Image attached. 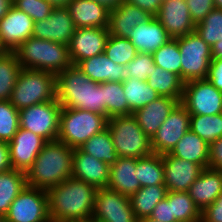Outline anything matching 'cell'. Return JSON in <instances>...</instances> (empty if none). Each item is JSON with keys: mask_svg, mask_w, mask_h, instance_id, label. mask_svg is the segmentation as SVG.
Returning a JSON list of instances; mask_svg holds the SVG:
<instances>
[{"mask_svg": "<svg viewBox=\"0 0 222 222\" xmlns=\"http://www.w3.org/2000/svg\"><path fill=\"white\" fill-rule=\"evenodd\" d=\"M78 67L90 80L101 84L105 82H123L130 79L126 65H118L102 53L80 61Z\"/></svg>", "mask_w": 222, "mask_h": 222, "instance_id": "21", "label": "cell"}, {"mask_svg": "<svg viewBox=\"0 0 222 222\" xmlns=\"http://www.w3.org/2000/svg\"><path fill=\"white\" fill-rule=\"evenodd\" d=\"M80 149L86 154L105 162L109 166L114 164L118 159L108 128L90 137Z\"/></svg>", "mask_w": 222, "mask_h": 222, "instance_id": "33", "label": "cell"}, {"mask_svg": "<svg viewBox=\"0 0 222 222\" xmlns=\"http://www.w3.org/2000/svg\"><path fill=\"white\" fill-rule=\"evenodd\" d=\"M136 171L141 187L164 184V167L161 154L136 159Z\"/></svg>", "mask_w": 222, "mask_h": 222, "instance_id": "34", "label": "cell"}, {"mask_svg": "<svg viewBox=\"0 0 222 222\" xmlns=\"http://www.w3.org/2000/svg\"><path fill=\"white\" fill-rule=\"evenodd\" d=\"M195 32L210 47L222 41V9L214 8L202 22L195 26Z\"/></svg>", "mask_w": 222, "mask_h": 222, "instance_id": "41", "label": "cell"}, {"mask_svg": "<svg viewBox=\"0 0 222 222\" xmlns=\"http://www.w3.org/2000/svg\"><path fill=\"white\" fill-rule=\"evenodd\" d=\"M126 3L137 6L155 17L164 0H124Z\"/></svg>", "mask_w": 222, "mask_h": 222, "instance_id": "50", "label": "cell"}, {"mask_svg": "<svg viewBox=\"0 0 222 222\" xmlns=\"http://www.w3.org/2000/svg\"><path fill=\"white\" fill-rule=\"evenodd\" d=\"M137 50L128 38L109 35L104 54L118 65H127L137 55Z\"/></svg>", "mask_w": 222, "mask_h": 222, "instance_id": "40", "label": "cell"}, {"mask_svg": "<svg viewBox=\"0 0 222 222\" xmlns=\"http://www.w3.org/2000/svg\"><path fill=\"white\" fill-rule=\"evenodd\" d=\"M150 218L162 222H177L171 210V191L154 207Z\"/></svg>", "mask_w": 222, "mask_h": 222, "instance_id": "46", "label": "cell"}, {"mask_svg": "<svg viewBox=\"0 0 222 222\" xmlns=\"http://www.w3.org/2000/svg\"><path fill=\"white\" fill-rule=\"evenodd\" d=\"M109 35L108 28H77L68 44L72 64L104 53Z\"/></svg>", "mask_w": 222, "mask_h": 222, "instance_id": "17", "label": "cell"}, {"mask_svg": "<svg viewBox=\"0 0 222 222\" xmlns=\"http://www.w3.org/2000/svg\"><path fill=\"white\" fill-rule=\"evenodd\" d=\"M6 52V50L2 47L0 43V56L3 55Z\"/></svg>", "mask_w": 222, "mask_h": 222, "instance_id": "58", "label": "cell"}, {"mask_svg": "<svg viewBox=\"0 0 222 222\" xmlns=\"http://www.w3.org/2000/svg\"><path fill=\"white\" fill-rule=\"evenodd\" d=\"M19 127V110L9 100L0 101V141L9 143Z\"/></svg>", "mask_w": 222, "mask_h": 222, "instance_id": "42", "label": "cell"}, {"mask_svg": "<svg viewBox=\"0 0 222 222\" xmlns=\"http://www.w3.org/2000/svg\"><path fill=\"white\" fill-rule=\"evenodd\" d=\"M34 21L13 5L0 19V43L7 52H14L24 41L32 37Z\"/></svg>", "mask_w": 222, "mask_h": 222, "instance_id": "16", "label": "cell"}, {"mask_svg": "<svg viewBox=\"0 0 222 222\" xmlns=\"http://www.w3.org/2000/svg\"><path fill=\"white\" fill-rule=\"evenodd\" d=\"M190 130L210 145L222 137V113L190 115Z\"/></svg>", "mask_w": 222, "mask_h": 222, "instance_id": "37", "label": "cell"}, {"mask_svg": "<svg viewBox=\"0 0 222 222\" xmlns=\"http://www.w3.org/2000/svg\"><path fill=\"white\" fill-rule=\"evenodd\" d=\"M146 82L159 96L174 98L181 102L184 82L178 75L155 65V70H152Z\"/></svg>", "mask_w": 222, "mask_h": 222, "instance_id": "29", "label": "cell"}, {"mask_svg": "<svg viewBox=\"0 0 222 222\" xmlns=\"http://www.w3.org/2000/svg\"><path fill=\"white\" fill-rule=\"evenodd\" d=\"M57 100L62 107L84 109L104 115L103 83L90 80L72 65L56 75Z\"/></svg>", "mask_w": 222, "mask_h": 222, "instance_id": "3", "label": "cell"}, {"mask_svg": "<svg viewBox=\"0 0 222 222\" xmlns=\"http://www.w3.org/2000/svg\"><path fill=\"white\" fill-rule=\"evenodd\" d=\"M107 188L129 197L141 188L136 171V158L118 157L110 166Z\"/></svg>", "mask_w": 222, "mask_h": 222, "instance_id": "27", "label": "cell"}, {"mask_svg": "<svg viewBox=\"0 0 222 222\" xmlns=\"http://www.w3.org/2000/svg\"><path fill=\"white\" fill-rule=\"evenodd\" d=\"M189 130L190 113L179 102L151 139L153 153L161 155L170 153L177 142Z\"/></svg>", "mask_w": 222, "mask_h": 222, "instance_id": "12", "label": "cell"}, {"mask_svg": "<svg viewBox=\"0 0 222 222\" xmlns=\"http://www.w3.org/2000/svg\"><path fill=\"white\" fill-rule=\"evenodd\" d=\"M12 5V0H0V19L6 15Z\"/></svg>", "mask_w": 222, "mask_h": 222, "instance_id": "53", "label": "cell"}, {"mask_svg": "<svg viewBox=\"0 0 222 222\" xmlns=\"http://www.w3.org/2000/svg\"><path fill=\"white\" fill-rule=\"evenodd\" d=\"M27 186L25 173L10 169L0 173V215L5 216L11 203Z\"/></svg>", "mask_w": 222, "mask_h": 222, "instance_id": "31", "label": "cell"}, {"mask_svg": "<svg viewBox=\"0 0 222 222\" xmlns=\"http://www.w3.org/2000/svg\"><path fill=\"white\" fill-rule=\"evenodd\" d=\"M6 222H51L44 189L26 186L11 203Z\"/></svg>", "mask_w": 222, "mask_h": 222, "instance_id": "10", "label": "cell"}, {"mask_svg": "<svg viewBox=\"0 0 222 222\" xmlns=\"http://www.w3.org/2000/svg\"><path fill=\"white\" fill-rule=\"evenodd\" d=\"M68 11L76 28H108L109 10L94 0H71Z\"/></svg>", "mask_w": 222, "mask_h": 222, "instance_id": "24", "label": "cell"}, {"mask_svg": "<svg viewBox=\"0 0 222 222\" xmlns=\"http://www.w3.org/2000/svg\"><path fill=\"white\" fill-rule=\"evenodd\" d=\"M167 188L165 184L141 187L130 196L132 210L137 219L150 217L154 207L166 197Z\"/></svg>", "mask_w": 222, "mask_h": 222, "instance_id": "30", "label": "cell"}, {"mask_svg": "<svg viewBox=\"0 0 222 222\" xmlns=\"http://www.w3.org/2000/svg\"><path fill=\"white\" fill-rule=\"evenodd\" d=\"M178 103L177 99L159 96L156 100L132 114L143 132L152 139Z\"/></svg>", "mask_w": 222, "mask_h": 222, "instance_id": "23", "label": "cell"}, {"mask_svg": "<svg viewBox=\"0 0 222 222\" xmlns=\"http://www.w3.org/2000/svg\"><path fill=\"white\" fill-rule=\"evenodd\" d=\"M73 151L59 140L47 141L25 173L27 186L47 190L70 178Z\"/></svg>", "mask_w": 222, "mask_h": 222, "instance_id": "2", "label": "cell"}, {"mask_svg": "<svg viewBox=\"0 0 222 222\" xmlns=\"http://www.w3.org/2000/svg\"><path fill=\"white\" fill-rule=\"evenodd\" d=\"M61 109L57 99L22 108L19 110L20 127L40 135L46 141L57 140Z\"/></svg>", "mask_w": 222, "mask_h": 222, "instance_id": "9", "label": "cell"}, {"mask_svg": "<svg viewBox=\"0 0 222 222\" xmlns=\"http://www.w3.org/2000/svg\"><path fill=\"white\" fill-rule=\"evenodd\" d=\"M12 4L26 13L34 22L46 19L53 9L46 0H12Z\"/></svg>", "mask_w": 222, "mask_h": 222, "instance_id": "43", "label": "cell"}, {"mask_svg": "<svg viewBox=\"0 0 222 222\" xmlns=\"http://www.w3.org/2000/svg\"><path fill=\"white\" fill-rule=\"evenodd\" d=\"M207 80L222 92V58L212 59Z\"/></svg>", "mask_w": 222, "mask_h": 222, "instance_id": "49", "label": "cell"}, {"mask_svg": "<svg viewBox=\"0 0 222 222\" xmlns=\"http://www.w3.org/2000/svg\"><path fill=\"white\" fill-rule=\"evenodd\" d=\"M104 116L108 119L114 116L131 115L122 82L103 83Z\"/></svg>", "mask_w": 222, "mask_h": 222, "instance_id": "35", "label": "cell"}, {"mask_svg": "<svg viewBox=\"0 0 222 222\" xmlns=\"http://www.w3.org/2000/svg\"><path fill=\"white\" fill-rule=\"evenodd\" d=\"M109 174L110 166L108 164L86 154L80 148L74 149L71 177L101 189L107 188Z\"/></svg>", "mask_w": 222, "mask_h": 222, "instance_id": "20", "label": "cell"}, {"mask_svg": "<svg viewBox=\"0 0 222 222\" xmlns=\"http://www.w3.org/2000/svg\"><path fill=\"white\" fill-rule=\"evenodd\" d=\"M181 103L190 115H215L222 113V92L207 79L184 83Z\"/></svg>", "mask_w": 222, "mask_h": 222, "instance_id": "11", "label": "cell"}, {"mask_svg": "<svg viewBox=\"0 0 222 222\" xmlns=\"http://www.w3.org/2000/svg\"><path fill=\"white\" fill-rule=\"evenodd\" d=\"M107 128L118 157L138 159L153 153L151 139L140 128L133 114L108 118Z\"/></svg>", "mask_w": 222, "mask_h": 222, "instance_id": "7", "label": "cell"}, {"mask_svg": "<svg viewBox=\"0 0 222 222\" xmlns=\"http://www.w3.org/2000/svg\"><path fill=\"white\" fill-rule=\"evenodd\" d=\"M53 8L68 7L71 0H46Z\"/></svg>", "mask_w": 222, "mask_h": 222, "instance_id": "54", "label": "cell"}, {"mask_svg": "<svg viewBox=\"0 0 222 222\" xmlns=\"http://www.w3.org/2000/svg\"><path fill=\"white\" fill-rule=\"evenodd\" d=\"M24 69L41 70L57 75L73 64L68 45L30 37L15 51Z\"/></svg>", "mask_w": 222, "mask_h": 222, "instance_id": "4", "label": "cell"}, {"mask_svg": "<svg viewBox=\"0 0 222 222\" xmlns=\"http://www.w3.org/2000/svg\"><path fill=\"white\" fill-rule=\"evenodd\" d=\"M162 159L164 184L168 191L187 192L203 170L200 165L170 153L162 154Z\"/></svg>", "mask_w": 222, "mask_h": 222, "instance_id": "18", "label": "cell"}, {"mask_svg": "<svg viewBox=\"0 0 222 222\" xmlns=\"http://www.w3.org/2000/svg\"><path fill=\"white\" fill-rule=\"evenodd\" d=\"M76 29L67 7L53 8L46 19L34 22L32 37L68 45Z\"/></svg>", "mask_w": 222, "mask_h": 222, "instance_id": "15", "label": "cell"}, {"mask_svg": "<svg viewBox=\"0 0 222 222\" xmlns=\"http://www.w3.org/2000/svg\"><path fill=\"white\" fill-rule=\"evenodd\" d=\"M137 222H162V221L154 220L150 217H145L138 219Z\"/></svg>", "mask_w": 222, "mask_h": 222, "instance_id": "56", "label": "cell"}, {"mask_svg": "<svg viewBox=\"0 0 222 222\" xmlns=\"http://www.w3.org/2000/svg\"><path fill=\"white\" fill-rule=\"evenodd\" d=\"M215 8L222 9V0H214Z\"/></svg>", "mask_w": 222, "mask_h": 222, "instance_id": "57", "label": "cell"}, {"mask_svg": "<svg viewBox=\"0 0 222 222\" xmlns=\"http://www.w3.org/2000/svg\"><path fill=\"white\" fill-rule=\"evenodd\" d=\"M190 11L192 21L195 25L202 22L204 18L215 8L214 0H185Z\"/></svg>", "mask_w": 222, "mask_h": 222, "instance_id": "45", "label": "cell"}, {"mask_svg": "<svg viewBox=\"0 0 222 222\" xmlns=\"http://www.w3.org/2000/svg\"><path fill=\"white\" fill-rule=\"evenodd\" d=\"M88 222H103V221L95 220V219L91 218Z\"/></svg>", "mask_w": 222, "mask_h": 222, "instance_id": "60", "label": "cell"}, {"mask_svg": "<svg viewBox=\"0 0 222 222\" xmlns=\"http://www.w3.org/2000/svg\"><path fill=\"white\" fill-rule=\"evenodd\" d=\"M187 192L202 212L222 194V172L203 169Z\"/></svg>", "mask_w": 222, "mask_h": 222, "instance_id": "25", "label": "cell"}, {"mask_svg": "<svg viewBox=\"0 0 222 222\" xmlns=\"http://www.w3.org/2000/svg\"><path fill=\"white\" fill-rule=\"evenodd\" d=\"M108 119L99 113L62 107L57 140L72 149L80 148L90 137L107 128Z\"/></svg>", "mask_w": 222, "mask_h": 222, "instance_id": "5", "label": "cell"}, {"mask_svg": "<svg viewBox=\"0 0 222 222\" xmlns=\"http://www.w3.org/2000/svg\"><path fill=\"white\" fill-rule=\"evenodd\" d=\"M171 38L186 36L195 31L185 0H164L155 16Z\"/></svg>", "mask_w": 222, "mask_h": 222, "instance_id": "19", "label": "cell"}, {"mask_svg": "<svg viewBox=\"0 0 222 222\" xmlns=\"http://www.w3.org/2000/svg\"><path fill=\"white\" fill-rule=\"evenodd\" d=\"M208 168L222 172V137L209 145Z\"/></svg>", "mask_w": 222, "mask_h": 222, "instance_id": "47", "label": "cell"}, {"mask_svg": "<svg viewBox=\"0 0 222 222\" xmlns=\"http://www.w3.org/2000/svg\"><path fill=\"white\" fill-rule=\"evenodd\" d=\"M154 64L163 70L172 72L181 78V52L178 39H170L153 53Z\"/></svg>", "mask_w": 222, "mask_h": 222, "instance_id": "39", "label": "cell"}, {"mask_svg": "<svg viewBox=\"0 0 222 222\" xmlns=\"http://www.w3.org/2000/svg\"><path fill=\"white\" fill-rule=\"evenodd\" d=\"M22 67L15 52L0 56V101L9 100Z\"/></svg>", "mask_w": 222, "mask_h": 222, "instance_id": "36", "label": "cell"}, {"mask_svg": "<svg viewBox=\"0 0 222 222\" xmlns=\"http://www.w3.org/2000/svg\"><path fill=\"white\" fill-rule=\"evenodd\" d=\"M92 218L103 222H137L130 197L108 188L97 189Z\"/></svg>", "mask_w": 222, "mask_h": 222, "instance_id": "13", "label": "cell"}, {"mask_svg": "<svg viewBox=\"0 0 222 222\" xmlns=\"http://www.w3.org/2000/svg\"><path fill=\"white\" fill-rule=\"evenodd\" d=\"M171 210L177 222H201L202 212L188 192L171 191Z\"/></svg>", "mask_w": 222, "mask_h": 222, "instance_id": "38", "label": "cell"}, {"mask_svg": "<svg viewBox=\"0 0 222 222\" xmlns=\"http://www.w3.org/2000/svg\"><path fill=\"white\" fill-rule=\"evenodd\" d=\"M211 54L213 59L222 58V41H218L211 47Z\"/></svg>", "mask_w": 222, "mask_h": 222, "instance_id": "52", "label": "cell"}, {"mask_svg": "<svg viewBox=\"0 0 222 222\" xmlns=\"http://www.w3.org/2000/svg\"><path fill=\"white\" fill-rule=\"evenodd\" d=\"M170 154L181 159L192 161L200 165L203 169L208 168L209 144L191 130L184 134L171 150Z\"/></svg>", "mask_w": 222, "mask_h": 222, "instance_id": "28", "label": "cell"}, {"mask_svg": "<svg viewBox=\"0 0 222 222\" xmlns=\"http://www.w3.org/2000/svg\"><path fill=\"white\" fill-rule=\"evenodd\" d=\"M126 67L130 71V78L144 81L150 76L152 70H155L153 54L138 52L135 58L128 63Z\"/></svg>", "mask_w": 222, "mask_h": 222, "instance_id": "44", "label": "cell"}, {"mask_svg": "<svg viewBox=\"0 0 222 222\" xmlns=\"http://www.w3.org/2000/svg\"><path fill=\"white\" fill-rule=\"evenodd\" d=\"M0 222H6V220H5V216L0 215Z\"/></svg>", "mask_w": 222, "mask_h": 222, "instance_id": "59", "label": "cell"}, {"mask_svg": "<svg viewBox=\"0 0 222 222\" xmlns=\"http://www.w3.org/2000/svg\"><path fill=\"white\" fill-rule=\"evenodd\" d=\"M151 17L148 12L123 1L109 10V34L127 38L134 27L147 22Z\"/></svg>", "mask_w": 222, "mask_h": 222, "instance_id": "22", "label": "cell"}, {"mask_svg": "<svg viewBox=\"0 0 222 222\" xmlns=\"http://www.w3.org/2000/svg\"><path fill=\"white\" fill-rule=\"evenodd\" d=\"M139 53H153L172 39L156 17L134 27L127 37Z\"/></svg>", "mask_w": 222, "mask_h": 222, "instance_id": "26", "label": "cell"}, {"mask_svg": "<svg viewBox=\"0 0 222 222\" xmlns=\"http://www.w3.org/2000/svg\"><path fill=\"white\" fill-rule=\"evenodd\" d=\"M122 86L131 114L159 97L157 92L149 87L146 80L130 78L124 80Z\"/></svg>", "mask_w": 222, "mask_h": 222, "instance_id": "32", "label": "cell"}, {"mask_svg": "<svg viewBox=\"0 0 222 222\" xmlns=\"http://www.w3.org/2000/svg\"><path fill=\"white\" fill-rule=\"evenodd\" d=\"M94 1L105 5L108 9H112L117 7L124 0H94Z\"/></svg>", "mask_w": 222, "mask_h": 222, "instance_id": "55", "label": "cell"}, {"mask_svg": "<svg viewBox=\"0 0 222 222\" xmlns=\"http://www.w3.org/2000/svg\"><path fill=\"white\" fill-rule=\"evenodd\" d=\"M11 169L8 144L0 141V173Z\"/></svg>", "mask_w": 222, "mask_h": 222, "instance_id": "51", "label": "cell"}, {"mask_svg": "<svg viewBox=\"0 0 222 222\" xmlns=\"http://www.w3.org/2000/svg\"><path fill=\"white\" fill-rule=\"evenodd\" d=\"M177 39L181 52V80L186 83L207 79L213 59L211 47L195 31Z\"/></svg>", "mask_w": 222, "mask_h": 222, "instance_id": "8", "label": "cell"}, {"mask_svg": "<svg viewBox=\"0 0 222 222\" xmlns=\"http://www.w3.org/2000/svg\"><path fill=\"white\" fill-rule=\"evenodd\" d=\"M57 99L56 75L22 68L9 101L20 110Z\"/></svg>", "mask_w": 222, "mask_h": 222, "instance_id": "6", "label": "cell"}, {"mask_svg": "<svg viewBox=\"0 0 222 222\" xmlns=\"http://www.w3.org/2000/svg\"><path fill=\"white\" fill-rule=\"evenodd\" d=\"M51 222H88L93 215L97 188L68 178L46 190Z\"/></svg>", "mask_w": 222, "mask_h": 222, "instance_id": "1", "label": "cell"}, {"mask_svg": "<svg viewBox=\"0 0 222 222\" xmlns=\"http://www.w3.org/2000/svg\"><path fill=\"white\" fill-rule=\"evenodd\" d=\"M201 222H222V194L202 211Z\"/></svg>", "mask_w": 222, "mask_h": 222, "instance_id": "48", "label": "cell"}, {"mask_svg": "<svg viewBox=\"0 0 222 222\" xmlns=\"http://www.w3.org/2000/svg\"><path fill=\"white\" fill-rule=\"evenodd\" d=\"M46 142L40 135L19 127L12 140L7 143L11 169L26 173Z\"/></svg>", "mask_w": 222, "mask_h": 222, "instance_id": "14", "label": "cell"}]
</instances>
